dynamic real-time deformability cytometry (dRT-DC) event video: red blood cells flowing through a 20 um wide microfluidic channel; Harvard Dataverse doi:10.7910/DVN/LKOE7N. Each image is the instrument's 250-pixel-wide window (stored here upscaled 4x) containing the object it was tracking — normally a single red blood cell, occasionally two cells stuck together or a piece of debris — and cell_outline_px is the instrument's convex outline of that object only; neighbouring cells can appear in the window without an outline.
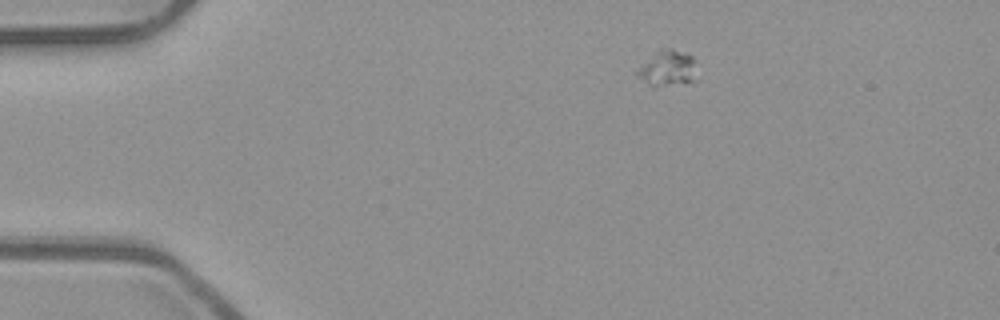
{"species": "common noctule bat (a hibernating species)", "species_latin": "Nyctalus noctula", "temperature_condition": "room temperature", "stored_images_in_passage": 45, "camera_frame_rate_fps": 3000, "um_per_image_px": 0.085, "animal": {"sex": "male", "body_mass_g": 23.1, "forearm_length_mm": 52.7}, "frame": {"image": 1, "passage_image": 1, "time_ms": 0.0, "image_size_px": [1000, 320], "cell_outline_px": [[700, 80], [664, 84], [648, 84], [636, 72], [644, 64], [664, 48], [672, 48], [692, 56]], "centroid_in_image_um": [56.88, 5.79], "position_along_channel_um": 28.1, "area_um2": 11.56}}
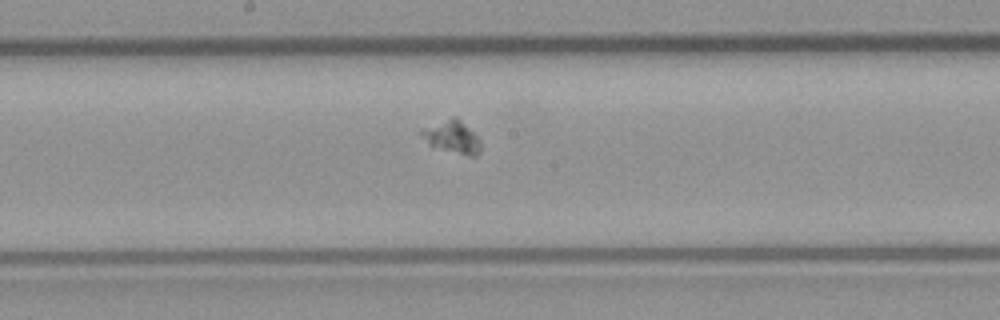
{"frame": {"image": 2, "passage_image": 20, "time_ms": 6.333, "image_size_px": [1000, 320], "cell_outline_px": [[480, 152], [476, 156], [468, 156], [432, 148], [428, 144], [420, 132], [452, 116], [456, 116], [480, 140]], "centroid_in_image_um": [38.47, 11.7], "position_along_channel_um": 209.7, "area_um2": 10.98}}
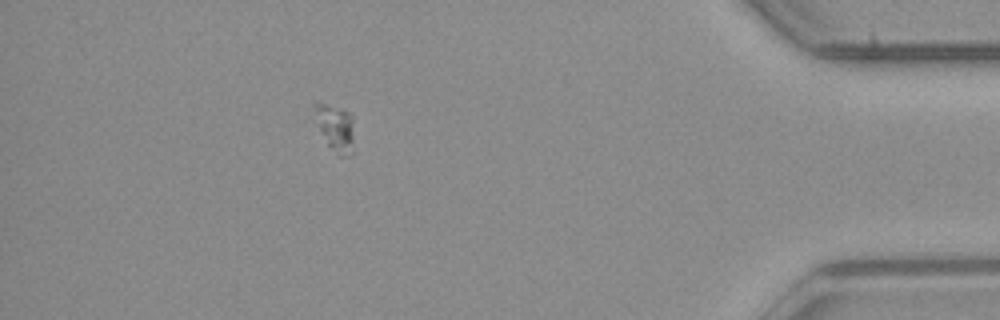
{"frame": {"image": 3, "passage_image": 39, "time_ms": 12.667, "image_size_px": [1000, 320], "cell_outline_px": [[352, 152], [348, 156], [340, 156], [328, 144], [320, 128], [312, 104], [312, 100], [316, 100], [340, 108], [348, 112], [352, 116]], "centroid_in_image_um": [28.48, 10.78], "position_along_channel_um": 406.7, "area_um2": 10.46}}